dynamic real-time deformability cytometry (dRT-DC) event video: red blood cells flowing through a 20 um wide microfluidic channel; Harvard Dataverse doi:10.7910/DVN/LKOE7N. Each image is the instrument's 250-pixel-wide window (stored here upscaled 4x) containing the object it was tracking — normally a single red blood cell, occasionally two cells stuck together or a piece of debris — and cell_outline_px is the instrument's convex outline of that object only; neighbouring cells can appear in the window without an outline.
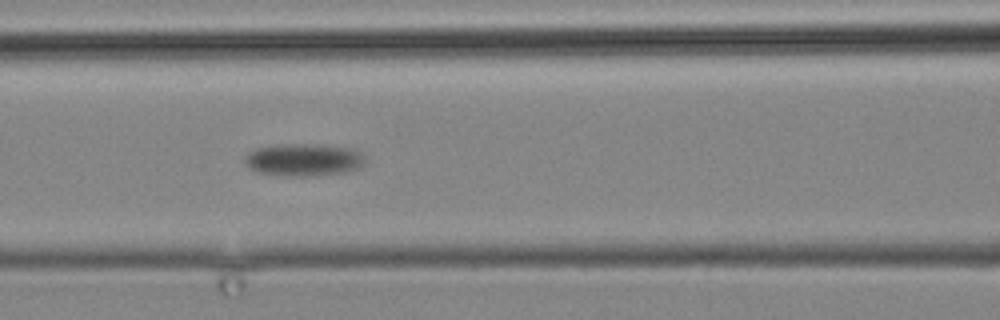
{"species": "common noctule bat (a hibernating species)", "species_latin": "Nyctalus noctula", "temperature_condition": "cold", "stored_images_in_passage": 15, "camera_frame_rate_fps": 3000, "um_per_image_px": 0.085, "animal": {"sex": "male", "body_mass_g": 19.2, "forearm_length_mm": 51.8}, "frame": {"image": 1, "passage_image": 15, "time_ms": 17.0, "image_size_px": [1000, 320], "cell_outline_px": [[364, 164], [348, 172], [308, 176], [288, 176], [256, 172], [244, 164], [244, 156], [248, 152], [256, 148], [276, 144], [316, 144], [356, 148], [364, 156]], "centroid_in_image_um": [25.79, 13.57], "position_along_channel_um": 140.8, "area_um2": 23.12}}